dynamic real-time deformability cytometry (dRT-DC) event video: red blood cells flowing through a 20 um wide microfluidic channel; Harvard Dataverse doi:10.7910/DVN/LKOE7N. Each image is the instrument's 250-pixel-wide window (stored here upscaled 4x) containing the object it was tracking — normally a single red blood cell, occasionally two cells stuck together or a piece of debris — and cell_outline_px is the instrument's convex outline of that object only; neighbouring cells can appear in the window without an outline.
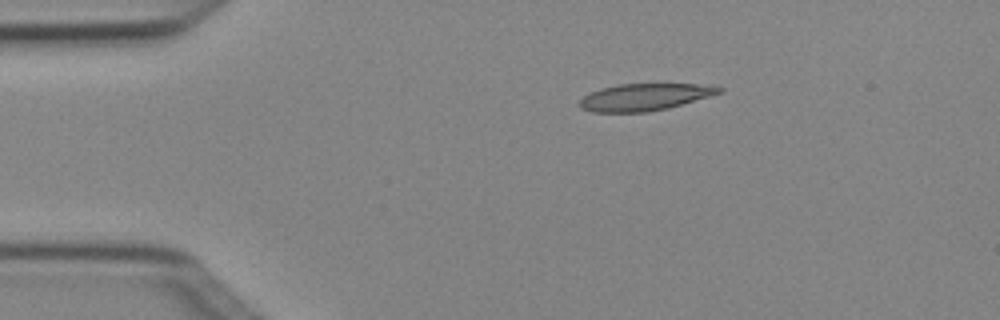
{"species": "Egyptian fruit bat (a non-hibernating species)", "species_latin": "Rousettus aegyptiacus", "temperature_condition": "cold", "stored_images_in_passage": 5, "camera_frame_rate_fps": 3000, "um_per_image_px": 0.085, "animal": {"sex": "female"}, "frame": {"image": 1, "passage_image": 5, "time_ms": 1.333, "image_size_px": [1000, 320], "cell_outline_px": [[724, 92], [668, 108], [644, 112], [592, 112], [580, 108], [576, 104], [584, 96], [600, 88], [616, 84], [696, 84], [724, 88]], "centroid_in_image_um": [54.75, 8.25], "position_along_channel_um": 30.3, "area_um2": 21.91}}